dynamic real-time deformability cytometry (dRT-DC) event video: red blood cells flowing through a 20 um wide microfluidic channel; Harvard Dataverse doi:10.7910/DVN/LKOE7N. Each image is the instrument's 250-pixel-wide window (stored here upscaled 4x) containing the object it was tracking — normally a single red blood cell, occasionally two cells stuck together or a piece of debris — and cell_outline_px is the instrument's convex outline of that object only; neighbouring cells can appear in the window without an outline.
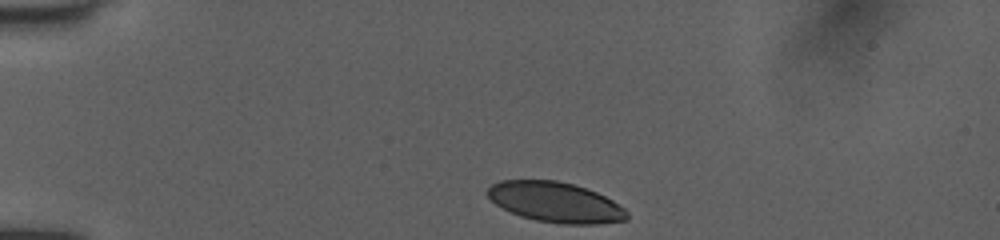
{"species": "human", "species_latin": "Homo sapiens", "temperature_condition": "room temperature", "stored_images_in_passage": 34, "camera_frame_rate_fps": 3000, "um_per_image_px": 0.085, "donor": {"sex": "female"}, "frame": {"image": 1, "passage_image": 1, "time_ms": 0.0, "image_size_px": [1000, 240], "cell_outline_px": [[628, 220], [596, 224], [564, 224], [536, 220], [520, 216], [496, 204], [488, 196], [488, 188], [492, 184], [500, 180], [556, 180], [588, 188], [612, 200], [624, 208], [628, 212]], "centroid_in_image_um": [47.24, 17.18], "position_along_channel_um": 37.8, "area_um2": 32.54}}
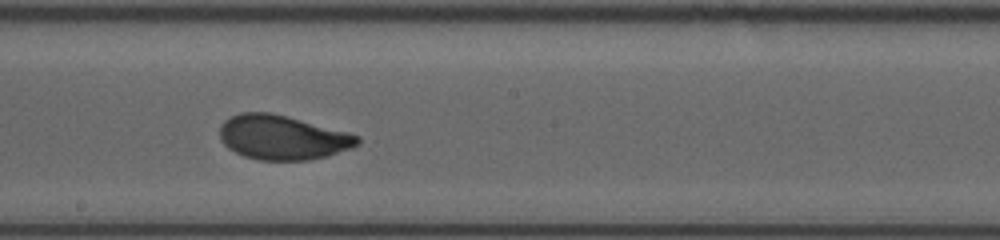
{"frame": {"image": 2, "passage_image": 19, "time_ms": 6.0, "image_size_px": [1000, 240], "cell_outline_px": [[360, 144], [352, 148], [328, 156], [308, 160], [260, 160], [244, 156], [228, 148], [220, 140], [220, 124], [224, 120], [240, 112], [272, 112], [348, 132], [360, 136]], "centroid_in_image_um": [24.02, 11.68], "position_along_channel_um": 224.2, "area_um2": 35.84}}
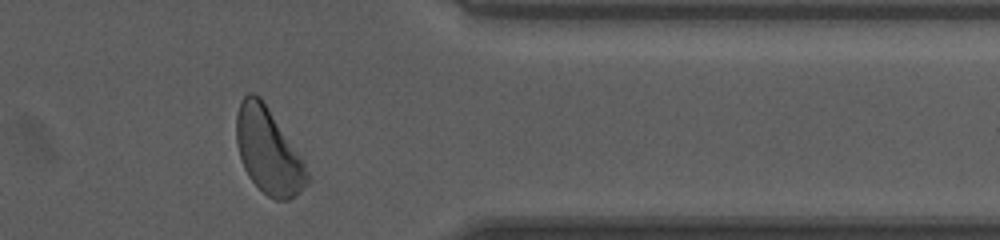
{"frame": {"image": 3, "passage_image": 32, "time_ms": 10.333, "image_size_px": [1000, 240], "cell_outline_px": [[312, 180], [308, 184], [288, 200], [276, 200], [268, 196], [248, 176], [244, 168], [236, 144], [236, 112], [240, 100], [248, 92], [252, 92], [260, 96], [304, 160], [312, 176]], "centroid_in_image_um": [22.82, 12.82], "position_along_channel_um": 388.6, "area_um2": 35.55}, "authors_computed_cell_mechanics": {"area_um2": 35.0557, "velocity_mm_per_s": 4.0173, "shape_relaxation_time_tau1_ms": 2.5871, "shape_relaxation_time_tau2_ms": null, "deformation_change_tau1": 0.1378, "deformation_change_tau2": null}}